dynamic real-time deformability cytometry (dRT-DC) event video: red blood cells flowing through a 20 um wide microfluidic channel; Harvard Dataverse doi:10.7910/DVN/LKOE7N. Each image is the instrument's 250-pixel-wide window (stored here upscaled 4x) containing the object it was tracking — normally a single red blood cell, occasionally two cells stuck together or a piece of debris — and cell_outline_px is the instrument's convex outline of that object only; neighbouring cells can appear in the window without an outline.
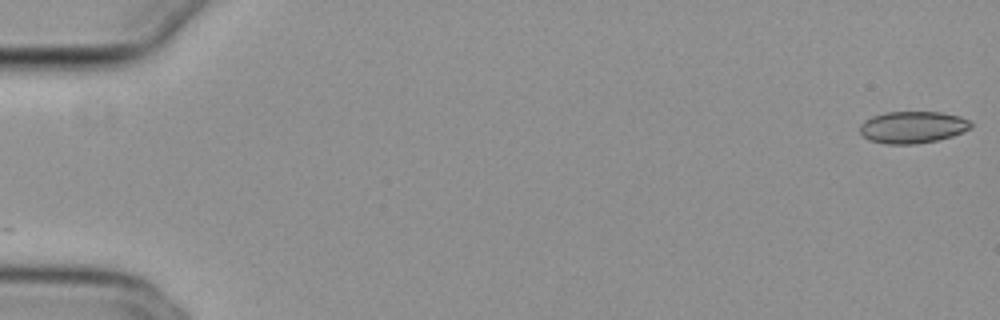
{"species": "common noctule bat (a hibernating species)", "species_latin": "Nyctalus noctula", "temperature_condition": "cold", "stored_images_in_passage": 18, "camera_frame_rate_fps": 3000, "um_per_image_px": 0.085, "animal": {"sex": "female", "body_mass_g": 29.2, "forearm_length_mm": 56.3}, "frame": {"image": 1, "passage_image": 1, "time_ms": 0.0, "image_size_px": [1000, 320], "cell_outline_px": [[972, 128], [952, 136], [936, 140], [912, 144], [884, 144], [868, 140], [860, 132], [860, 124], [864, 120], [872, 116], [884, 112], [940, 112], [960, 116], [968, 120], [972, 124]], "centroid_in_image_um": [77.55, 10.81], "position_along_channel_um": 7.5, "area_um2": 20.69}}
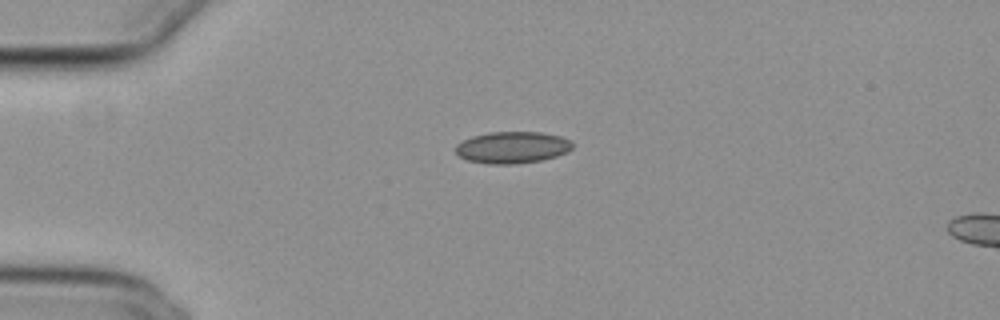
{"frame": {"image": 2, "passage_image": 14, "time_ms": 4.333, "image_size_px": [1000, 320], "cell_outline_px": [[572, 148], [568, 152], [556, 156], [540, 160], [512, 164], [488, 164], [468, 160], [460, 156], [456, 152], [456, 144], [472, 136], [488, 132], [540, 132], [560, 136], [572, 140]], "centroid_in_image_um": [43.56, 12.52], "position_along_channel_um": 41.4, "area_um2": 21.56}}